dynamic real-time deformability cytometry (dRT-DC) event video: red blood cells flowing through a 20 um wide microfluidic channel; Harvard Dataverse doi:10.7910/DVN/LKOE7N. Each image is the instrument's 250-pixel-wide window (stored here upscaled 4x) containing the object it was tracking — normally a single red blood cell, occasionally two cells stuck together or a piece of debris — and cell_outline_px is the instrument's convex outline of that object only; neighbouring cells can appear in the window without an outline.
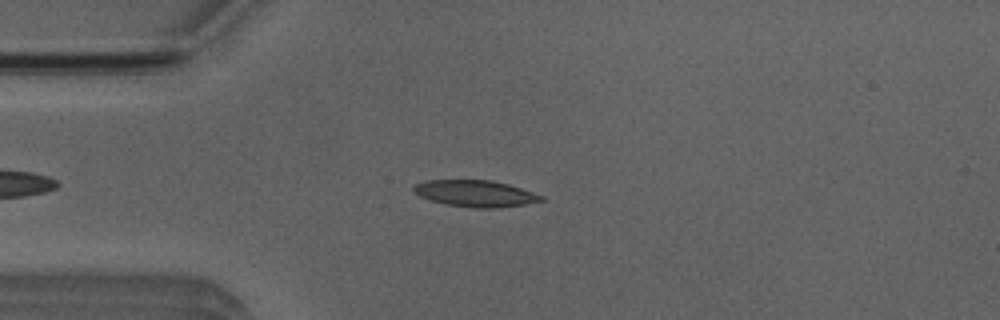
{"species": "Egyptian fruit bat (a non-hibernating species)", "species_latin": "Rousettus aegyptiacus", "temperature_condition": "room temperature", "stored_images_in_passage": 50, "camera_frame_rate_fps": 3000, "um_per_image_px": 0.085, "animal": {"sex": "male"}, "frame": {"image": 1, "passage_image": 10, "time_ms": 3.0, "image_size_px": [1000, 320], "cell_outline_px": [[544, 200], [524, 204], [496, 208], [472, 208], [444, 204], [420, 196], [412, 192], [412, 188], [416, 184], [424, 180], [492, 180], [508, 184], [544, 196]], "centroid_in_image_um": [40.37, 16.44], "position_along_channel_um": 44.6, "area_um2": 19.71}}
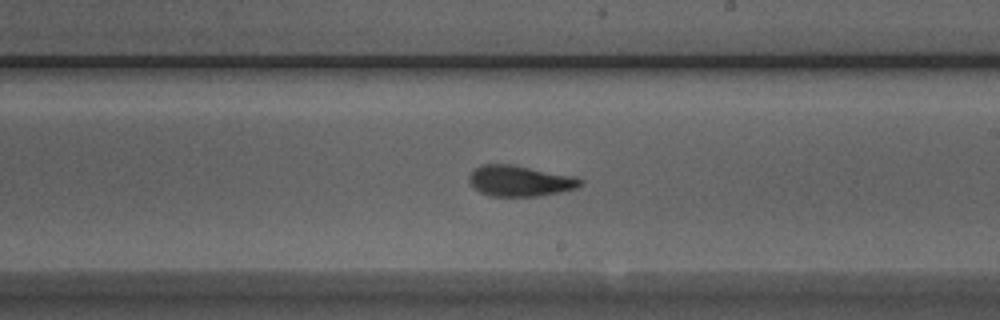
{"frame": {"image": 2, "passage_image": 27, "time_ms": 8.667, "image_size_px": [1000, 320], "cell_outline_px": [[584, 184], [576, 188], [560, 192], [540, 196], [488, 196], [480, 192], [468, 180], [468, 176], [476, 168], [484, 164], [512, 164], [576, 176], [584, 180]], "centroid_in_image_um": [44.24, 15.37], "position_along_channel_um": 244.8, "area_um2": 20.11}}
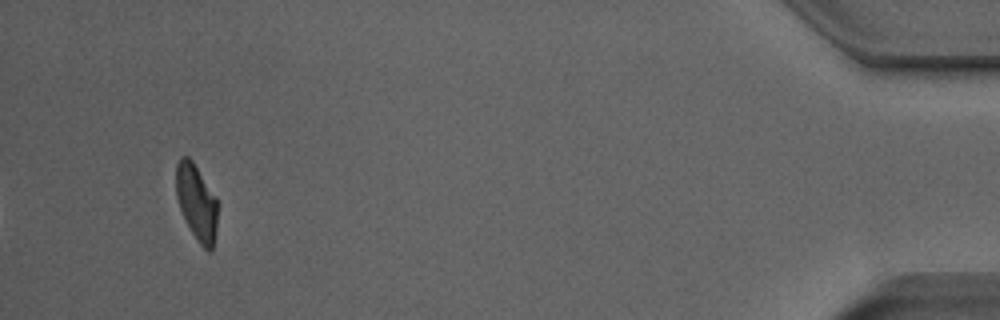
{"frame": {"image": 3, "passage_image": 47, "time_ms": 15.333, "image_size_px": [1000, 320], "cell_outline_px": [[216, 232], [212, 252], [208, 252], [200, 244], [192, 232], [180, 208], [176, 196], [176, 164], [180, 156], [188, 156], [192, 160], [216, 196]], "centroid_in_image_um": [16.7, 17.18], "position_along_channel_um": 418.5, "area_um2": 18.21}, "authors_computed_cell_mechanics": {"area_um2": 19.7098, "velocity_mm_per_s": 3.8211, "shape_relaxation_time_tau1_ms": 5.2829, "shape_relaxation_time_tau2_ms": 1.512, "deformation_change_tau1": 0.1944, "deformation_change_tau2": 0.093}}